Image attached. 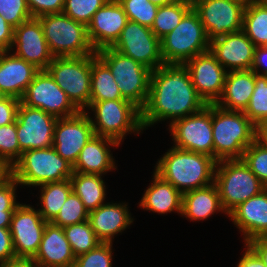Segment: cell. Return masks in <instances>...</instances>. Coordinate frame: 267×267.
Returning <instances> with one entry per match:
<instances>
[{
    "instance_id": "54",
    "label": "cell",
    "mask_w": 267,
    "mask_h": 267,
    "mask_svg": "<svg viewBox=\"0 0 267 267\" xmlns=\"http://www.w3.org/2000/svg\"><path fill=\"white\" fill-rule=\"evenodd\" d=\"M11 175V168L0 159V184Z\"/></svg>"
},
{
    "instance_id": "16",
    "label": "cell",
    "mask_w": 267,
    "mask_h": 267,
    "mask_svg": "<svg viewBox=\"0 0 267 267\" xmlns=\"http://www.w3.org/2000/svg\"><path fill=\"white\" fill-rule=\"evenodd\" d=\"M58 118L38 108L20 102L17 118V138L22 152L53 146L54 128Z\"/></svg>"
},
{
    "instance_id": "33",
    "label": "cell",
    "mask_w": 267,
    "mask_h": 267,
    "mask_svg": "<svg viewBox=\"0 0 267 267\" xmlns=\"http://www.w3.org/2000/svg\"><path fill=\"white\" fill-rule=\"evenodd\" d=\"M242 31L255 47L267 46V5L255 0L245 7Z\"/></svg>"
},
{
    "instance_id": "43",
    "label": "cell",
    "mask_w": 267,
    "mask_h": 267,
    "mask_svg": "<svg viewBox=\"0 0 267 267\" xmlns=\"http://www.w3.org/2000/svg\"><path fill=\"white\" fill-rule=\"evenodd\" d=\"M113 243H100L96 248L75 258L74 267H112Z\"/></svg>"
},
{
    "instance_id": "21",
    "label": "cell",
    "mask_w": 267,
    "mask_h": 267,
    "mask_svg": "<svg viewBox=\"0 0 267 267\" xmlns=\"http://www.w3.org/2000/svg\"><path fill=\"white\" fill-rule=\"evenodd\" d=\"M209 50L227 71L252 68L255 45L242 30L213 39Z\"/></svg>"
},
{
    "instance_id": "53",
    "label": "cell",
    "mask_w": 267,
    "mask_h": 267,
    "mask_svg": "<svg viewBox=\"0 0 267 267\" xmlns=\"http://www.w3.org/2000/svg\"><path fill=\"white\" fill-rule=\"evenodd\" d=\"M0 267H37L31 260L17 259L11 262L0 263Z\"/></svg>"
},
{
    "instance_id": "23",
    "label": "cell",
    "mask_w": 267,
    "mask_h": 267,
    "mask_svg": "<svg viewBox=\"0 0 267 267\" xmlns=\"http://www.w3.org/2000/svg\"><path fill=\"white\" fill-rule=\"evenodd\" d=\"M75 258L63 227L48 222L39 250L31 261L37 267H74Z\"/></svg>"
},
{
    "instance_id": "48",
    "label": "cell",
    "mask_w": 267,
    "mask_h": 267,
    "mask_svg": "<svg viewBox=\"0 0 267 267\" xmlns=\"http://www.w3.org/2000/svg\"><path fill=\"white\" fill-rule=\"evenodd\" d=\"M14 28L0 16V50L10 51L13 43Z\"/></svg>"
},
{
    "instance_id": "24",
    "label": "cell",
    "mask_w": 267,
    "mask_h": 267,
    "mask_svg": "<svg viewBox=\"0 0 267 267\" xmlns=\"http://www.w3.org/2000/svg\"><path fill=\"white\" fill-rule=\"evenodd\" d=\"M127 204L108 202L89 212L88 221L101 242L112 243L115 235L133 223Z\"/></svg>"
},
{
    "instance_id": "46",
    "label": "cell",
    "mask_w": 267,
    "mask_h": 267,
    "mask_svg": "<svg viewBox=\"0 0 267 267\" xmlns=\"http://www.w3.org/2000/svg\"><path fill=\"white\" fill-rule=\"evenodd\" d=\"M19 104L20 100L11 96H7L0 102V126H6L16 121Z\"/></svg>"
},
{
    "instance_id": "14",
    "label": "cell",
    "mask_w": 267,
    "mask_h": 267,
    "mask_svg": "<svg viewBox=\"0 0 267 267\" xmlns=\"http://www.w3.org/2000/svg\"><path fill=\"white\" fill-rule=\"evenodd\" d=\"M192 5L210 41L242 30L245 6L240 3L231 0H194Z\"/></svg>"
},
{
    "instance_id": "58",
    "label": "cell",
    "mask_w": 267,
    "mask_h": 267,
    "mask_svg": "<svg viewBox=\"0 0 267 267\" xmlns=\"http://www.w3.org/2000/svg\"><path fill=\"white\" fill-rule=\"evenodd\" d=\"M260 2H262L263 4L267 5V0H259Z\"/></svg>"
},
{
    "instance_id": "10",
    "label": "cell",
    "mask_w": 267,
    "mask_h": 267,
    "mask_svg": "<svg viewBox=\"0 0 267 267\" xmlns=\"http://www.w3.org/2000/svg\"><path fill=\"white\" fill-rule=\"evenodd\" d=\"M46 70L72 104L85 111L91 96V55L54 57Z\"/></svg>"
},
{
    "instance_id": "52",
    "label": "cell",
    "mask_w": 267,
    "mask_h": 267,
    "mask_svg": "<svg viewBox=\"0 0 267 267\" xmlns=\"http://www.w3.org/2000/svg\"><path fill=\"white\" fill-rule=\"evenodd\" d=\"M255 141L267 149V121L255 126Z\"/></svg>"
},
{
    "instance_id": "31",
    "label": "cell",
    "mask_w": 267,
    "mask_h": 267,
    "mask_svg": "<svg viewBox=\"0 0 267 267\" xmlns=\"http://www.w3.org/2000/svg\"><path fill=\"white\" fill-rule=\"evenodd\" d=\"M124 99L109 67L95 54L91 55L90 101Z\"/></svg>"
},
{
    "instance_id": "57",
    "label": "cell",
    "mask_w": 267,
    "mask_h": 267,
    "mask_svg": "<svg viewBox=\"0 0 267 267\" xmlns=\"http://www.w3.org/2000/svg\"><path fill=\"white\" fill-rule=\"evenodd\" d=\"M7 96L2 92L0 91V102L3 101Z\"/></svg>"
},
{
    "instance_id": "39",
    "label": "cell",
    "mask_w": 267,
    "mask_h": 267,
    "mask_svg": "<svg viewBox=\"0 0 267 267\" xmlns=\"http://www.w3.org/2000/svg\"><path fill=\"white\" fill-rule=\"evenodd\" d=\"M128 20L152 27L159 6L149 0H118Z\"/></svg>"
},
{
    "instance_id": "28",
    "label": "cell",
    "mask_w": 267,
    "mask_h": 267,
    "mask_svg": "<svg viewBox=\"0 0 267 267\" xmlns=\"http://www.w3.org/2000/svg\"><path fill=\"white\" fill-rule=\"evenodd\" d=\"M255 88L254 71H228L221 97L215 103L220 108L244 112Z\"/></svg>"
},
{
    "instance_id": "9",
    "label": "cell",
    "mask_w": 267,
    "mask_h": 267,
    "mask_svg": "<svg viewBox=\"0 0 267 267\" xmlns=\"http://www.w3.org/2000/svg\"><path fill=\"white\" fill-rule=\"evenodd\" d=\"M164 63L184 64L209 50L210 40L198 13L192 8L179 25L160 39Z\"/></svg>"
},
{
    "instance_id": "27",
    "label": "cell",
    "mask_w": 267,
    "mask_h": 267,
    "mask_svg": "<svg viewBox=\"0 0 267 267\" xmlns=\"http://www.w3.org/2000/svg\"><path fill=\"white\" fill-rule=\"evenodd\" d=\"M152 179L139 202V207L158 214L176 212L181 215L182 193L155 171Z\"/></svg>"
},
{
    "instance_id": "55",
    "label": "cell",
    "mask_w": 267,
    "mask_h": 267,
    "mask_svg": "<svg viewBox=\"0 0 267 267\" xmlns=\"http://www.w3.org/2000/svg\"><path fill=\"white\" fill-rule=\"evenodd\" d=\"M176 0H149V2L157 6H165L174 3Z\"/></svg>"
},
{
    "instance_id": "22",
    "label": "cell",
    "mask_w": 267,
    "mask_h": 267,
    "mask_svg": "<svg viewBox=\"0 0 267 267\" xmlns=\"http://www.w3.org/2000/svg\"><path fill=\"white\" fill-rule=\"evenodd\" d=\"M243 235L244 243L267 234V188L239 204L228 215Z\"/></svg>"
},
{
    "instance_id": "2",
    "label": "cell",
    "mask_w": 267,
    "mask_h": 267,
    "mask_svg": "<svg viewBox=\"0 0 267 267\" xmlns=\"http://www.w3.org/2000/svg\"><path fill=\"white\" fill-rule=\"evenodd\" d=\"M217 160L205 154L171 147L154 171L182 194L214 183Z\"/></svg>"
},
{
    "instance_id": "26",
    "label": "cell",
    "mask_w": 267,
    "mask_h": 267,
    "mask_svg": "<svg viewBox=\"0 0 267 267\" xmlns=\"http://www.w3.org/2000/svg\"><path fill=\"white\" fill-rule=\"evenodd\" d=\"M110 146L120 145L112 139L94 135L81 150L73 172L104 175L117 169Z\"/></svg>"
},
{
    "instance_id": "34",
    "label": "cell",
    "mask_w": 267,
    "mask_h": 267,
    "mask_svg": "<svg viewBox=\"0 0 267 267\" xmlns=\"http://www.w3.org/2000/svg\"><path fill=\"white\" fill-rule=\"evenodd\" d=\"M192 8V2L186 0H176L172 4L159 6L151 27L152 32L158 39L163 38L179 25Z\"/></svg>"
},
{
    "instance_id": "36",
    "label": "cell",
    "mask_w": 267,
    "mask_h": 267,
    "mask_svg": "<svg viewBox=\"0 0 267 267\" xmlns=\"http://www.w3.org/2000/svg\"><path fill=\"white\" fill-rule=\"evenodd\" d=\"M255 88L244 114L256 126L267 121V75L254 72Z\"/></svg>"
},
{
    "instance_id": "3",
    "label": "cell",
    "mask_w": 267,
    "mask_h": 267,
    "mask_svg": "<svg viewBox=\"0 0 267 267\" xmlns=\"http://www.w3.org/2000/svg\"><path fill=\"white\" fill-rule=\"evenodd\" d=\"M214 158L242 159L246 148L255 141V125L241 111H230L212 104Z\"/></svg>"
},
{
    "instance_id": "5",
    "label": "cell",
    "mask_w": 267,
    "mask_h": 267,
    "mask_svg": "<svg viewBox=\"0 0 267 267\" xmlns=\"http://www.w3.org/2000/svg\"><path fill=\"white\" fill-rule=\"evenodd\" d=\"M73 166L53 148L26 150L11 167V175L19 185L37 187L70 178Z\"/></svg>"
},
{
    "instance_id": "4",
    "label": "cell",
    "mask_w": 267,
    "mask_h": 267,
    "mask_svg": "<svg viewBox=\"0 0 267 267\" xmlns=\"http://www.w3.org/2000/svg\"><path fill=\"white\" fill-rule=\"evenodd\" d=\"M86 110L95 135L112 139L119 145L127 134L143 131L141 110L126 99L90 101ZM88 110L93 112L94 117L89 115Z\"/></svg>"
},
{
    "instance_id": "37",
    "label": "cell",
    "mask_w": 267,
    "mask_h": 267,
    "mask_svg": "<svg viewBox=\"0 0 267 267\" xmlns=\"http://www.w3.org/2000/svg\"><path fill=\"white\" fill-rule=\"evenodd\" d=\"M88 216L89 211L85 208L80 198L72 191L51 223L56 226L65 227L87 221Z\"/></svg>"
},
{
    "instance_id": "32",
    "label": "cell",
    "mask_w": 267,
    "mask_h": 267,
    "mask_svg": "<svg viewBox=\"0 0 267 267\" xmlns=\"http://www.w3.org/2000/svg\"><path fill=\"white\" fill-rule=\"evenodd\" d=\"M38 187H40L41 191L39 195V203H41V208L38 209L39 213L46 222H52L72 192L70 178L63 181L45 183Z\"/></svg>"
},
{
    "instance_id": "12",
    "label": "cell",
    "mask_w": 267,
    "mask_h": 267,
    "mask_svg": "<svg viewBox=\"0 0 267 267\" xmlns=\"http://www.w3.org/2000/svg\"><path fill=\"white\" fill-rule=\"evenodd\" d=\"M111 48L152 71L164 64L160 39L150 27L137 22L128 20L120 37Z\"/></svg>"
},
{
    "instance_id": "35",
    "label": "cell",
    "mask_w": 267,
    "mask_h": 267,
    "mask_svg": "<svg viewBox=\"0 0 267 267\" xmlns=\"http://www.w3.org/2000/svg\"><path fill=\"white\" fill-rule=\"evenodd\" d=\"M63 230L75 257L85 254L102 243L88 220L65 226Z\"/></svg>"
},
{
    "instance_id": "42",
    "label": "cell",
    "mask_w": 267,
    "mask_h": 267,
    "mask_svg": "<svg viewBox=\"0 0 267 267\" xmlns=\"http://www.w3.org/2000/svg\"><path fill=\"white\" fill-rule=\"evenodd\" d=\"M242 160L267 188V149L254 141L244 151Z\"/></svg>"
},
{
    "instance_id": "20",
    "label": "cell",
    "mask_w": 267,
    "mask_h": 267,
    "mask_svg": "<svg viewBox=\"0 0 267 267\" xmlns=\"http://www.w3.org/2000/svg\"><path fill=\"white\" fill-rule=\"evenodd\" d=\"M128 21L118 0H109L94 15L88 24V37L97 52L112 47Z\"/></svg>"
},
{
    "instance_id": "50",
    "label": "cell",
    "mask_w": 267,
    "mask_h": 267,
    "mask_svg": "<svg viewBox=\"0 0 267 267\" xmlns=\"http://www.w3.org/2000/svg\"><path fill=\"white\" fill-rule=\"evenodd\" d=\"M245 252L237 263V267H266L260 257L245 244Z\"/></svg>"
},
{
    "instance_id": "15",
    "label": "cell",
    "mask_w": 267,
    "mask_h": 267,
    "mask_svg": "<svg viewBox=\"0 0 267 267\" xmlns=\"http://www.w3.org/2000/svg\"><path fill=\"white\" fill-rule=\"evenodd\" d=\"M47 223L32 205L22 203L14 210L9 229L16 259L35 257Z\"/></svg>"
},
{
    "instance_id": "29",
    "label": "cell",
    "mask_w": 267,
    "mask_h": 267,
    "mask_svg": "<svg viewBox=\"0 0 267 267\" xmlns=\"http://www.w3.org/2000/svg\"><path fill=\"white\" fill-rule=\"evenodd\" d=\"M216 212L225 213L215 183L182 194V214L190 221H204Z\"/></svg>"
},
{
    "instance_id": "11",
    "label": "cell",
    "mask_w": 267,
    "mask_h": 267,
    "mask_svg": "<svg viewBox=\"0 0 267 267\" xmlns=\"http://www.w3.org/2000/svg\"><path fill=\"white\" fill-rule=\"evenodd\" d=\"M171 130V131H170ZM173 147L214 157L212 104L169 124Z\"/></svg>"
},
{
    "instance_id": "25",
    "label": "cell",
    "mask_w": 267,
    "mask_h": 267,
    "mask_svg": "<svg viewBox=\"0 0 267 267\" xmlns=\"http://www.w3.org/2000/svg\"><path fill=\"white\" fill-rule=\"evenodd\" d=\"M38 71L39 69L33 64L11 51L2 52L0 54V91L6 96L20 100Z\"/></svg>"
},
{
    "instance_id": "51",
    "label": "cell",
    "mask_w": 267,
    "mask_h": 267,
    "mask_svg": "<svg viewBox=\"0 0 267 267\" xmlns=\"http://www.w3.org/2000/svg\"><path fill=\"white\" fill-rule=\"evenodd\" d=\"M246 244L260 257L267 267V234L254 238Z\"/></svg>"
},
{
    "instance_id": "6",
    "label": "cell",
    "mask_w": 267,
    "mask_h": 267,
    "mask_svg": "<svg viewBox=\"0 0 267 267\" xmlns=\"http://www.w3.org/2000/svg\"><path fill=\"white\" fill-rule=\"evenodd\" d=\"M54 57L95 54L87 26L64 13L45 14L37 18Z\"/></svg>"
},
{
    "instance_id": "40",
    "label": "cell",
    "mask_w": 267,
    "mask_h": 267,
    "mask_svg": "<svg viewBox=\"0 0 267 267\" xmlns=\"http://www.w3.org/2000/svg\"><path fill=\"white\" fill-rule=\"evenodd\" d=\"M109 0H64L62 13L88 26L93 15Z\"/></svg>"
},
{
    "instance_id": "18",
    "label": "cell",
    "mask_w": 267,
    "mask_h": 267,
    "mask_svg": "<svg viewBox=\"0 0 267 267\" xmlns=\"http://www.w3.org/2000/svg\"><path fill=\"white\" fill-rule=\"evenodd\" d=\"M184 64L198 95L206 104H215L222 95L228 71L210 50L198 54Z\"/></svg>"
},
{
    "instance_id": "7",
    "label": "cell",
    "mask_w": 267,
    "mask_h": 267,
    "mask_svg": "<svg viewBox=\"0 0 267 267\" xmlns=\"http://www.w3.org/2000/svg\"><path fill=\"white\" fill-rule=\"evenodd\" d=\"M214 183L227 215L266 188L242 159L217 161Z\"/></svg>"
},
{
    "instance_id": "13",
    "label": "cell",
    "mask_w": 267,
    "mask_h": 267,
    "mask_svg": "<svg viewBox=\"0 0 267 267\" xmlns=\"http://www.w3.org/2000/svg\"><path fill=\"white\" fill-rule=\"evenodd\" d=\"M31 108H38L56 118L76 115L79 110L56 84L47 70H39L20 99Z\"/></svg>"
},
{
    "instance_id": "41",
    "label": "cell",
    "mask_w": 267,
    "mask_h": 267,
    "mask_svg": "<svg viewBox=\"0 0 267 267\" xmlns=\"http://www.w3.org/2000/svg\"><path fill=\"white\" fill-rule=\"evenodd\" d=\"M21 154L16 121L6 126H0V159L11 168Z\"/></svg>"
},
{
    "instance_id": "56",
    "label": "cell",
    "mask_w": 267,
    "mask_h": 267,
    "mask_svg": "<svg viewBox=\"0 0 267 267\" xmlns=\"http://www.w3.org/2000/svg\"><path fill=\"white\" fill-rule=\"evenodd\" d=\"M237 3H240L241 5L247 7L251 2L255 1V0H231Z\"/></svg>"
},
{
    "instance_id": "8",
    "label": "cell",
    "mask_w": 267,
    "mask_h": 267,
    "mask_svg": "<svg viewBox=\"0 0 267 267\" xmlns=\"http://www.w3.org/2000/svg\"><path fill=\"white\" fill-rule=\"evenodd\" d=\"M96 55L109 67L122 97L141 110L147 102L152 70L111 47Z\"/></svg>"
},
{
    "instance_id": "38",
    "label": "cell",
    "mask_w": 267,
    "mask_h": 267,
    "mask_svg": "<svg viewBox=\"0 0 267 267\" xmlns=\"http://www.w3.org/2000/svg\"><path fill=\"white\" fill-rule=\"evenodd\" d=\"M18 184L12 175L0 184V228H10L13 212L21 204L16 201Z\"/></svg>"
},
{
    "instance_id": "30",
    "label": "cell",
    "mask_w": 267,
    "mask_h": 267,
    "mask_svg": "<svg viewBox=\"0 0 267 267\" xmlns=\"http://www.w3.org/2000/svg\"><path fill=\"white\" fill-rule=\"evenodd\" d=\"M70 181L72 191L89 212L105 204L106 185L102 175L73 172Z\"/></svg>"
},
{
    "instance_id": "1",
    "label": "cell",
    "mask_w": 267,
    "mask_h": 267,
    "mask_svg": "<svg viewBox=\"0 0 267 267\" xmlns=\"http://www.w3.org/2000/svg\"><path fill=\"white\" fill-rule=\"evenodd\" d=\"M207 104L198 95L185 64L164 63L152 71L150 89L141 109L143 130L155 123L184 118L201 111Z\"/></svg>"
},
{
    "instance_id": "19",
    "label": "cell",
    "mask_w": 267,
    "mask_h": 267,
    "mask_svg": "<svg viewBox=\"0 0 267 267\" xmlns=\"http://www.w3.org/2000/svg\"><path fill=\"white\" fill-rule=\"evenodd\" d=\"M11 50L39 70H46L54 59L37 18H31L14 29Z\"/></svg>"
},
{
    "instance_id": "17",
    "label": "cell",
    "mask_w": 267,
    "mask_h": 267,
    "mask_svg": "<svg viewBox=\"0 0 267 267\" xmlns=\"http://www.w3.org/2000/svg\"><path fill=\"white\" fill-rule=\"evenodd\" d=\"M95 135L86 111L76 115L58 118L54 128L53 148L72 166L86 143Z\"/></svg>"
},
{
    "instance_id": "47",
    "label": "cell",
    "mask_w": 267,
    "mask_h": 267,
    "mask_svg": "<svg viewBox=\"0 0 267 267\" xmlns=\"http://www.w3.org/2000/svg\"><path fill=\"white\" fill-rule=\"evenodd\" d=\"M17 260L9 228H0V263Z\"/></svg>"
},
{
    "instance_id": "45",
    "label": "cell",
    "mask_w": 267,
    "mask_h": 267,
    "mask_svg": "<svg viewBox=\"0 0 267 267\" xmlns=\"http://www.w3.org/2000/svg\"><path fill=\"white\" fill-rule=\"evenodd\" d=\"M33 18L45 14L62 13L64 0H26Z\"/></svg>"
},
{
    "instance_id": "44",
    "label": "cell",
    "mask_w": 267,
    "mask_h": 267,
    "mask_svg": "<svg viewBox=\"0 0 267 267\" xmlns=\"http://www.w3.org/2000/svg\"><path fill=\"white\" fill-rule=\"evenodd\" d=\"M0 16L14 29L33 18L26 0H0Z\"/></svg>"
},
{
    "instance_id": "49",
    "label": "cell",
    "mask_w": 267,
    "mask_h": 267,
    "mask_svg": "<svg viewBox=\"0 0 267 267\" xmlns=\"http://www.w3.org/2000/svg\"><path fill=\"white\" fill-rule=\"evenodd\" d=\"M251 70L258 75H267V46L255 47Z\"/></svg>"
}]
</instances>
